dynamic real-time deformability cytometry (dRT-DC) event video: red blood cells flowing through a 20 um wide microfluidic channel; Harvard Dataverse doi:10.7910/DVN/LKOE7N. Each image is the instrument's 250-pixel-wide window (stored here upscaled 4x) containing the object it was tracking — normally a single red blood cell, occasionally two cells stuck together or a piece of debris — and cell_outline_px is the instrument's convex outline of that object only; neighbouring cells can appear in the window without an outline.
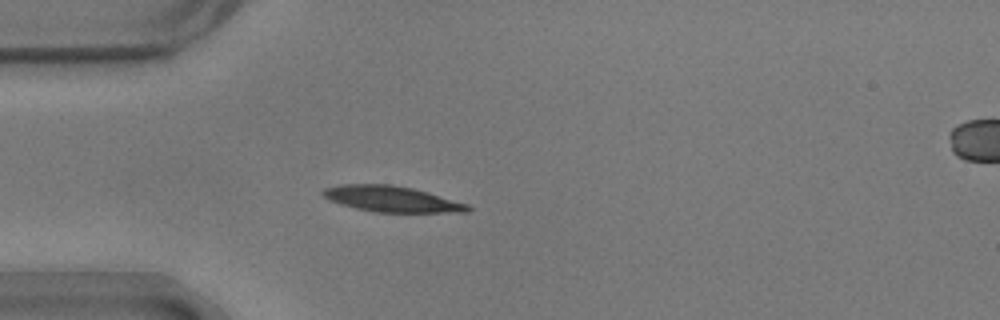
{"species": "common noctule bat (a hibernating species)", "species_latin": "Nyctalus noctula", "temperature_condition": "warm", "stored_images_in_passage": 42, "camera_frame_rate_fps": 3000, "um_per_image_px": 0.085, "animal": {"sex": "male", "body_mass_g": 17.9}, "frame": {"image": 1, "passage_image": 1, "time_ms": 0.0, "image_size_px": [1000, 320], "cell_outline_px": [[472, 208], [468, 212], [376, 212], [356, 208], [340, 204], [328, 200], [320, 192], [324, 188], [340, 184], [392, 184], [412, 188], [468, 204]], "centroid_in_image_um": [33.25, 16.91], "position_along_channel_um": 51.8, "area_um2": 21.73}}
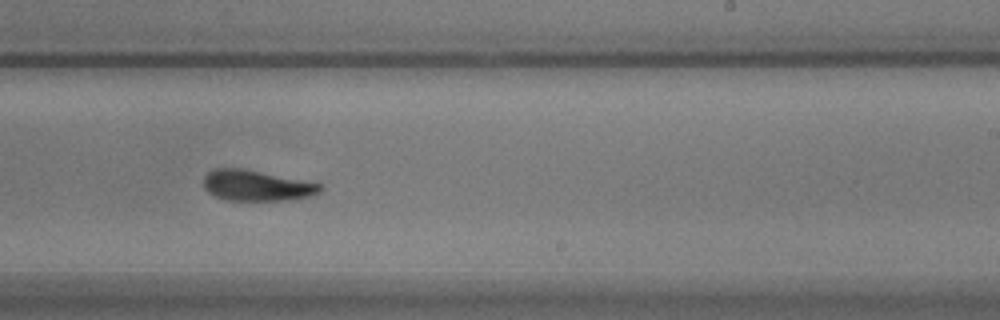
{"frame": {"image": 2, "passage_image": 20, "time_ms": 6.333, "image_size_px": [1000, 320], "cell_outline_px": [[324, 188], [316, 196], [296, 200], [224, 200], [212, 196], [204, 188], [204, 176], [212, 168], [244, 168], [324, 184]], "centroid_in_image_um": [21.86, 15.78], "position_along_channel_um": 267.1, "area_um2": 21.5}}
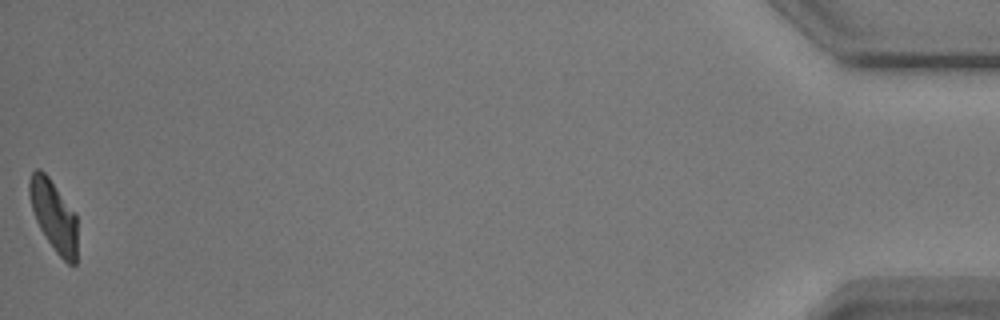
{"frame": {"image": 3, "passage_image": 42, "time_ms": 13.667, "image_size_px": [1000, 320], "cell_outline_px": [[76, 264], [68, 264], [56, 252], [40, 228], [36, 220], [28, 196], [28, 180], [32, 172], [36, 168], [40, 168], [48, 176], [76, 212]], "centroid_in_image_um": [4.55, 18.28], "position_along_channel_um": 430.6, "area_um2": 19.83}, "authors_computed_cell_mechanics": {"area_um2": 22.0218, "velocity_mm_per_s": 3.5336, "shape_relaxation_time_tau1_ms": 5.5877, "shape_relaxation_time_tau2_ms": 2.4398, "deformation_change_tau1": 0.1673, "deformation_change_tau2": 0.0823}}